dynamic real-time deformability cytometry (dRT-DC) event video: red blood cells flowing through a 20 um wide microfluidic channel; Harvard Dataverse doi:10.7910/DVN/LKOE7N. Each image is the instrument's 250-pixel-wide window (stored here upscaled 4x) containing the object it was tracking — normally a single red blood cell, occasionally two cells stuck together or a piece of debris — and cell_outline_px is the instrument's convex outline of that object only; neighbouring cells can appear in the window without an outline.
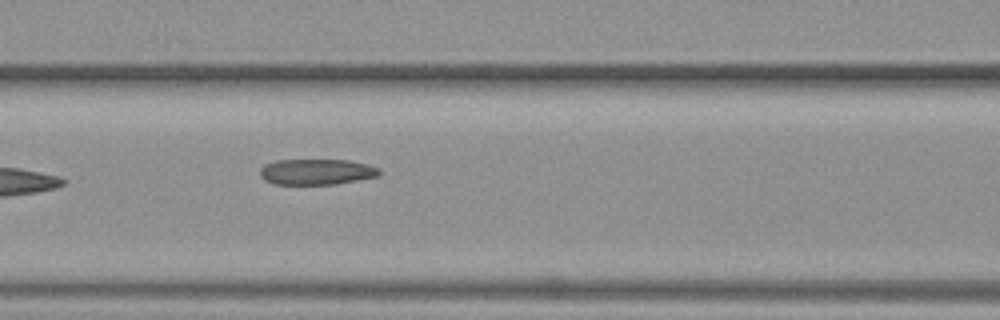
{"species": "common noctule bat (a hibernating species)", "species_latin": "Nyctalus noctula", "temperature_condition": "warm", "stored_images_in_passage": 7, "camera_frame_rate_fps": 3000, "um_per_image_px": 0.085, "animal": {"sex": "female", "body_mass_g": 19.3, "forearm_length_mm": 54.1}, "frame": {"image": 1, "passage_image": 6, "time_ms": 6.0, "image_size_px": [1000, 320], "cell_outline_px": [[380, 176], [336, 184], [272, 184], [264, 180], [260, 176], [260, 168], [264, 164], [276, 160], [348, 160], [368, 164], [380, 168]], "centroid_in_image_um": [26.91, 14.6], "position_along_channel_um": 139.7, "area_um2": 18.09}}